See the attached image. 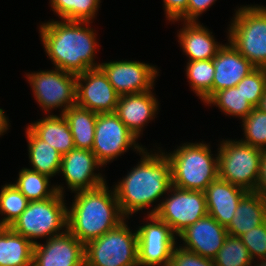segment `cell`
Wrapping results in <instances>:
<instances>
[{
	"instance_id": "8fae6325",
	"label": "cell",
	"mask_w": 266,
	"mask_h": 266,
	"mask_svg": "<svg viewBox=\"0 0 266 266\" xmlns=\"http://www.w3.org/2000/svg\"><path fill=\"white\" fill-rule=\"evenodd\" d=\"M137 140L115 113L97 114L92 152L103 166L130 147L140 153L144 147Z\"/></svg>"
},
{
	"instance_id": "60d3db41",
	"label": "cell",
	"mask_w": 266,
	"mask_h": 266,
	"mask_svg": "<svg viewBox=\"0 0 266 266\" xmlns=\"http://www.w3.org/2000/svg\"><path fill=\"white\" fill-rule=\"evenodd\" d=\"M256 108L262 111L263 113H266V90Z\"/></svg>"
},
{
	"instance_id": "52a82bcc",
	"label": "cell",
	"mask_w": 266,
	"mask_h": 266,
	"mask_svg": "<svg viewBox=\"0 0 266 266\" xmlns=\"http://www.w3.org/2000/svg\"><path fill=\"white\" fill-rule=\"evenodd\" d=\"M137 231L126 220L84 245L85 266H139Z\"/></svg>"
},
{
	"instance_id": "2e32d148",
	"label": "cell",
	"mask_w": 266,
	"mask_h": 266,
	"mask_svg": "<svg viewBox=\"0 0 266 266\" xmlns=\"http://www.w3.org/2000/svg\"><path fill=\"white\" fill-rule=\"evenodd\" d=\"M103 165L90 150L74 148L62 156L60 172L67 187L73 193L80 190L94 189L106 183L101 173H94Z\"/></svg>"
},
{
	"instance_id": "6da1fadb",
	"label": "cell",
	"mask_w": 266,
	"mask_h": 266,
	"mask_svg": "<svg viewBox=\"0 0 266 266\" xmlns=\"http://www.w3.org/2000/svg\"><path fill=\"white\" fill-rule=\"evenodd\" d=\"M86 21H48L39 27L46 55L55 68L78 75L99 67L95 63L96 33Z\"/></svg>"
},
{
	"instance_id": "8d00e7d4",
	"label": "cell",
	"mask_w": 266,
	"mask_h": 266,
	"mask_svg": "<svg viewBox=\"0 0 266 266\" xmlns=\"http://www.w3.org/2000/svg\"><path fill=\"white\" fill-rule=\"evenodd\" d=\"M165 17L169 22L184 21L187 22L188 0H163Z\"/></svg>"
},
{
	"instance_id": "5b68a950",
	"label": "cell",
	"mask_w": 266,
	"mask_h": 266,
	"mask_svg": "<svg viewBox=\"0 0 266 266\" xmlns=\"http://www.w3.org/2000/svg\"><path fill=\"white\" fill-rule=\"evenodd\" d=\"M235 11L228 41L256 68H266V7L247 5Z\"/></svg>"
},
{
	"instance_id": "e575fe53",
	"label": "cell",
	"mask_w": 266,
	"mask_h": 266,
	"mask_svg": "<svg viewBox=\"0 0 266 266\" xmlns=\"http://www.w3.org/2000/svg\"><path fill=\"white\" fill-rule=\"evenodd\" d=\"M253 261L266 257V221L241 237Z\"/></svg>"
},
{
	"instance_id": "d4e9b609",
	"label": "cell",
	"mask_w": 266,
	"mask_h": 266,
	"mask_svg": "<svg viewBox=\"0 0 266 266\" xmlns=\"http://www.w3.org/2000/svg\"><path fill=\"white\" fill-rule=\"evenodd\" d=\"M28 155L31 170L48 177H54L60 172L62 155L47 142L39 139L28 127L26 128Z\"/></svg>"
},
{
	"instance_id": "3957f363",
	"label": "cell",
	"mask_w": 266,
	"mask_h": 266,
	"mask_svg": "<svg viewBox=\"0 0 266 266\" xmlns=\"http://www.w3.org/2000/svg\"><path fill=\"white\" fill-rule=\"evenodd\" d=\"M74 193V202L67 207V230L84 245L127 219L120 210L114 188L109 190L107 183Z\"/></svg>"
},
{
	"instance_id": "836d02e7",
	"label": "cell",
	"mask_w": 266,
	"mask_h": 266,
	"mask_svg": "<svg viewBox=\"0 0 266 266\" xmlns=\"http://www.w3.org/2000/svg\"><path fill=\"white\" fill-rule=\"evenodd\" d=\"M236 87L244 97L256 108L266 90V68H256L244 77Z\"/></svg>"
},
{
	"instance_id": "d6a6232c",
	"label": "cell",
	"mask_w": 266,
	"mask_h": 266,
	"mask_svg": "<svg viewBox=\"0 0 266 266\" xmlns=\"http://www.w3.org/2000/svg\"><path fill=\"white\" fill-rule=\"evenodd\" d=\"M245 139L242 142L266 150V113L254 108L242 120Z\"/></svg>"
},
{
	"instance_id": "ab89813d",
	"label": "cell",
	"mask_w": 266,
	"mask_h": 266,
	"mask_svg": "<svg viewBox=\"0 0 266 266\" xmlns=\"http://www.w3.org/2000/svg\"><path fill=\"white\" fill-rule=\"evenodd\" d=\"M9 119L6 117L5 112L0 108V136L4 135L9 128Z\"/></svg>"
},
{
	"instance_id": "83f0119b",
	"label": "cell",
	"mask_w": 266,
	"mask_h": 266,
	"mask_svg": "<svg viewBox=\"0 0 266 266\" xmlns=\"http://www.w3.org/2000/svg\"><path fill=\"white\" fill-rule=\"evenodd\" d=\"M185 71L192 91L205 104L213 96V59L188 61Z\"/></svg>"
},
{
	"instance_id": "1f68e13d",
	"label": "cell",
	"mask_w": 266,
	"mask_h": 266,
	"mask_svg": "<svg viewBox=\"0 0 266 266\" xmlns=\"http://www.w3.org/2000/svg\"><path fill=\"white\" fill-rule=\"evenodd\" d=\"M213 260L215 266H252V263H256L241 238L231 235L227 236Z\"/></svg>"
},
{
	"instance_id": "ffe728a7",
	"label": "cell",
	"mask_w": 266,
	"mask_h": 266,
	"mask_svg": "<svg viewBox=\"0 0 266 266\" xmlns=\"http://www.w3.org/2000/svg\"><path fill=\"white\" fill-rule=\"evenodd\" d=\"M247 192L244 188L217 178L204 191L208 214L226 228Z\"/></svg>"
},
{
	"instance_id": "f1b7e54d",
	"label": "cell",
	"mask_w": 266,
	"mask_h": 266,
	"mask_svg": "<svg viewBox=\"0 0 266 266\" xmlns=\"http://www.w3.org/2000/svg\"><path fill=\"white\" fill-rule=\"evenodd\" d=\"M101 0H50L59 19L91 22L97 15Z\"/></svg>"
},
{
	"instance_id": "44dd1931",
	"label": "cell",
	"mask_w": 266,
	"mask_h": 266,
	"mask_svg": "<svg viewBox=\"0 0 266 266\" xmlns=\"http://www.w3.org/2000/svg\"><path fill=\"white\" fill-rule=\"evenodd\" d=\"M183 25L177 35L188 61L213 59L224 45L215 41L212 32L199 22H183Z\"/></svg>"
},
{
	"instance_id": "e0dca14e",
	"label": "cell",
	"mask_w": 266,
	"mask_h": 266,
	"mask_svg": "<svg viewBox=\"0 0 266 266\" xmlns=\"http://www.w3.org/2000/svg\"><path fill=\"white\" fill-rule=\"evenodd\" d=\"M227 236V229L209 214L178 235L183 241V248L212 260L224 245Z\"/></svg>"
},
{
	"instance_id": "ac0fdd59",
	"label": "cell",
	"mask_w": 266,
	"mask_h": 266,
	"mask_svg": "<svg viewBox=\"0 0 266 266\" xmlns=\"http://www.w3.org/2000/svg\"><path fill=\"white\" fill-rule=\"evenodd\" d=\"M152 91L119 96L115 114L139 138L143 127L156 117L159 102Z\"/></svg>"
},
{
	"instance_id": "4316f807",
	"label": "cell",
	"mask_w": 266,
	"mask_h": 266,
	"mask_svg": "<svg viewBox=\"0 0 266 266\" xmlns=\"http://www.w3.org/2000/svg\"><path fill=\"white\" fill-rule=\"evenodd\" d=\"M49 183L51 184L50 177L23 167L19 171L16 183L13 184L29 201L49 199L57 192L64 195L63 186H49Z\"/></svg>"
},
{
	"instance_id": "4fadbf2b",
	"label": "cell",
	"mask_w": 266,
	"mask_h": 266,
	"mask_svg": "<svg viewBox=\"0 0 266 266\" xmlns=\"http://www.w3.org/2000/svg\"><path fill=\"white\" fill-rule=\"evenodd\" d=\"M119 96L100 67L77 75L76 105L97 114L115 113Z\"/></svg>"
},
{
	"instance_id": "7c38bea8",
	"label": "cell",
	"mask_w": 266,
	"mask_h": 266,
	"mask_svg": "<svg viewBox=\"0 0 266 266\" xmlns=\"http://www.w3.org/2000/svg\"><path fill=\"white\" fill-rule=\"evenodd\" d=\"M147 222L139 226L138 264L139 266H168L175 241L178 239L171 227L155 215H147Z\"/></svg>"
},
{
	"instance_id": "8992f818",
	"label": "cell",
	"mask_w": 266,
	"mask_h": 266,
	"mask_svg": "<svg viewBox=\"0 0 266 266\" xmlns=\"http://www.w3.org/2000/svg\"><path fill=\"white\" fill-rule=\"evenodd\" d=\"M64 196L57 192L49 199L29 201L26 210L10 228L33 244L37 243L38 238L47 240L63 234L67 230V206Z\"/></svg>"
},
{
	"instance_id": "d6986e66",
	"label": "cell",
	"mask_w": 266,
	"mask_h": 266,
	"mask_svg": "<svg viewBox=\"0 0 266 266\" xmlns=\"http://www.w3.org/2000/svg\"><path fill=\"white\" fill-rule=\"evenodd\" d=\"M215 68L213 95L223 89L235 87L256 67L228 41L213 58Z\"/></svg>"
},
{
	"instance_id": "7402d4cb",
	"label": "cell",
	"mask_w": 266,
	"mask_h": 266,
	"mask_svg": "<svg viewBox=\"0 0 266 266\" xmlns=\"http://www.w3.org/2000/svg\"><path fill=\"white\" fill-rule=\"evenodd\" d=\"M266 221V200L248 191L240 200L235 215L226 227L228 235L241 237Z\"/></svg>"
},
{
	"instance_id": "4dcf8cb0",
	"label": "cell",
	"mask_w": 266,
	"mask_h": 266,
	"mask_svg": "<svg viewBox=\"0 0 266 266\" xmlns=\"http://www.w3.org/2000/svg\"><path fill=\"white\" fill-rule=\"evenodd\" d=\"M29 200L14 184H5L0 191V227H10L26 210ZM6 215V216H5Z\"/></svg>"
},
{
	"instance_id": "9c48e42d",
	"label": "cell",
	"mask_w": 266,
	"mask_h": 266,
	"mask_svg": "<svg viewBox=\"0 0 266 266\" xmlns=\"http://www.w3.org/2000/svg\"><path fill=\"white\" fill-rule=\"evenodd\" d=\"M166 195L168 197L148 211L147 215H155L167 223L176 236L208 214L202 191L183 190L172 185Z\"/></svg>"
},
{
	"instance_id": "d590c367",
	"label": "cell",
	"mask_w": 266,
	"mask_h": 266,
	"mask_svg": "<svg viewBox=\"0 0 266 266\" xmlns=\"http://www.w3.org/2000/svg\"><path fill=\"white\" fill-rule=\"evenodd\" d=\"M174 246L168 266H215L214 260L204 258L182 246Z\"/></svg>"
},
{
	"instance_id": "277c9868",
	"label": "cell",
	"mask_w": 266,
	"mask_h": 266,
	"mask_svg": "<svg viewBox=\"0 0 266 266\" xmlns=\"http://www.w3.org/2000/svg\"><path fill=\"white\" fill-rule=\"evenodd\" d=\"M165 153L171 165V182L176 188L204 192L218 178V153L214 158L206 143H184Z\"/></svg>"
},
{
	"instance_id": "cb8c5ba5",
	"label": "cell",
	"mask_w": 266,
	"mask_h": 266,
	"mask_svg": "<svg viewBox=\"0 0 266 266\" xmlns=\"http://www.w3.org/2000/svg\"><path fill=\"white\" fill-rule=\"evenodd\" d=\"M34 244L10 227H0V266H32Z\"/></svg>"
},
{
	"instance_id": "5bb4252c",
	"label": "cell",
	"mask_w": 266,
	"mask_h": 266,
	"mask_svg": "<svg viewBox=\"0 0 266 266\" xmlns=\"http://www.w3.org/2000/svg\"><path fill=\"white\" fill-rule=\"evenodd\" d=\"M99 67L120 96L154 89L159 73L156 66L131 60L100 63Z\"/></svg>"
},
{
	"instance_id": "f35d334b",
	"label": "cell",
	"mask_w": 266,
	"mask_h": 266,
	"mask_svg": "<svg viewBox=\"0 0 266 266\" xmlns=\"http://www.w3.org/2000/svg\"><path fill=\"white\" fill-rule=\"evenodd\" d=\"M254 192L266 200V150H263L261 154L258 181Z\"/></svg>"
},
{
	"instance_id": "9a60e30c",
	"label": "cell",
	"mask_w": 266,
	"mask_h": 266,
	"mask_svg": "<svg viewBox=\"0 0 266 266\" xmlns=\"http://www.w3.org/2000/svg\"><path fill=\"white\" fill-rule=\"evenodd\" d=\"M32 266H85L84 244L66 230L34 244Z\"/></svg>"
},
{
	"instance_id": "7a4b0ae2",
	"label": "cell",
	"mask_w": 266,
	"mask_h": 266,
	"mask_svg": "<svg viewBox=\"0 0 266 266\" xmlns=\"http://www.w3.org/2000/svg\"><path fill=\"white\" fill-rule=\"evenodd\" d=\"M159 150L150 154L144 148L139 153L140 162L114 186L120 210L128 219L133 213L158 202L172 186L170 162L165 151Z\"/></svg>"
},
{
	"instance_id": "74e56055",
	"label": "cell",
	"mask_w": 266,
	"mask_h": 266,
	"mask_svg": "<svg viewBox=\"0 0 266 266\" xmlns=\"http://www.w3.org/2000/svg\"><path fill=\"white\" fill-rule=\"evenodd\" d=\"M216 0H188L187 22H198V17L206 12Z\"/></svg>"
},
{
	"instance_id": "f546056e",
	"label": "cell",
	"mask_w": 266,
	"mask_h": 266,
	"mask_svg": "<svg viewBox=\"0 0 266 266\" xmlns=\"http://www.w3.org/2000/svg\"><path fill=\"white\" fill-rule=\"evenodd\" d=\"M205 104L215 105L224 114L240 117L242 120L254 109L236 86L216 92Z\"/></svg>"
},
{
	"instance_id": "30bf717a",
	"label": "cell",
	"mask_w": 266,
	"mask_h": 266,
	"mask_svg": "<svg viewBox=\"0 0 266 266\" xmlns=\"http://www.w3.org/2000/svg\"><path fill=\"white\" fill-rule=\"evenodd\" d=\"M26 76L36 102L45 114L59 107H63V114L68 108L76 105L77 75L55 68L27 73Z\"/></svg>"
},
{
	"instance_id": "603a6c76",
	"label": "cell",
	"mask_w": 266,
	"mask_h": 266,
	"mask_svg": "<svg viewBox=\"0 0 266 266\" xmlns=\"http://www.w3.org/2000/svg\"><path fill=\"white\" fill-rule=\"evenodd\" d=\"M39 139L47 142L62 156L75 148L69 122L63 114L46 115L27 126Z\"/></svg>"
},
{
	"instance_id": "ba28073f",
	"label": "cell",
	"mask_w": 266,
	"mask_h": 266,
	"mask_svg": "<svg viewBox=\"0 0 266 266\" xmlns=\"http://www.w3.org/2000/svg\"><path fill=\"white\" fill-rule=\"evenodd\" d=\"M219 146L218 178L247 191H254L263 150L236 139H223Z\"/></svg>"
},
{
	"instance_id": "484cf974",
	"label": "cell",
	"mask_w": 266,
	"mask_h": 266,
	"mask_svg": "<svg viewBox=\"0 0 266 266\" xmlns=\"http://www.w3.org/2000/svg\"><path fill=\"white\" fill-rule=\"evenodd\" d=\"M63 115L69 122L75 148L92 151L97 113L74 105Z\"/></svg>"
}]
</instances>
